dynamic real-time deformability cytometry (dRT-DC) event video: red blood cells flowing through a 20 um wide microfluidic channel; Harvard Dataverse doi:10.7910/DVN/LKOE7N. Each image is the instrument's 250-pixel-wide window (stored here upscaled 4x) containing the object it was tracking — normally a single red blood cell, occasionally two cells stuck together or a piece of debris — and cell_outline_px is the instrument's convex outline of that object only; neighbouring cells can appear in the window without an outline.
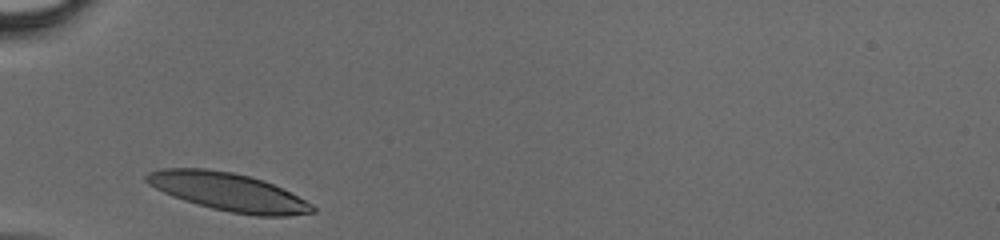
{"species": "human", "species_latin": "Homo sapiens", "temperature_condition": "cold", "stored_images_in_passage": 24, "camera_frame_rate_fps": 3000, "um_per_image_px": 0.085, "donor": {"sex": "male"}, "frame": {"image": 1, "passage_image": 1, "time_ms": 0.0, "image_size_px": [1000, 240], "cell_outline_px": [[316, 212], [288, 216], [256, 216], [232, 212], [212, 208], [184, 200], [172, 196], [148, 184], [144, 180], [144, 176], [148, 172], [164, 168], [204, 168], [232, 172], [264, 180], [312, 204], [316, 208]], "centroid_in_image_um": [19.38, 16.31], "position_along_channel_um": 65.6, "area_um2": 36.47}}
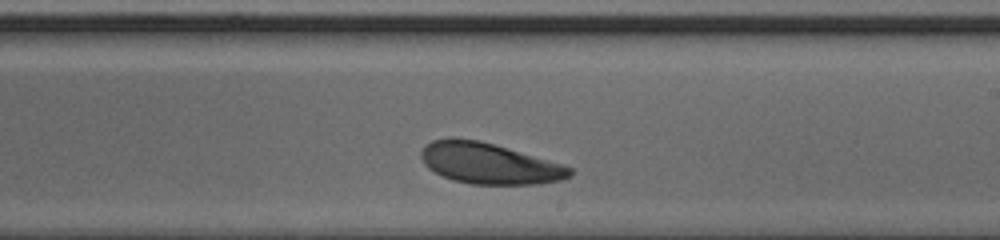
{"frame": {"image": 2, "passage_image": 14, "time_ms": 4.333, "image_size_px": [1000, 240], "cell_outline_px": [[572, 176], [564, 180], [540, 184], [472, 184], [452, 180], [428, 168], [424, 164], [420, 156], [420, 152], [424, 144], [432, 140], [448, 136], [452, 136], [480, 140], [564, 164], [572, 168]], "centroid_in_image_um": [41.56, 13.87], "position_along_channel_um": 247.4, "area_um2": 36.01}}
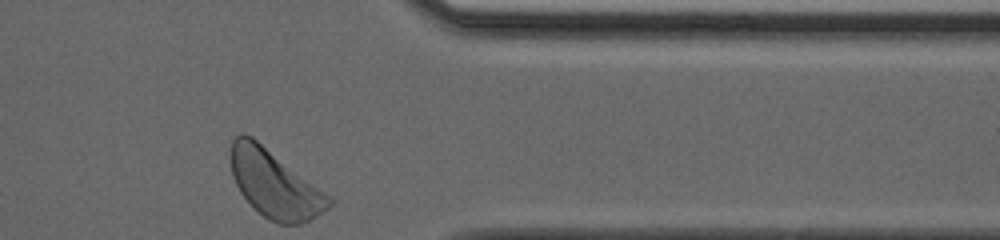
{"frame": {"image": 3, "passage_image": 24, "time_ms": 7.667, "image_size_px": [1000, 240], "cell_outline_px": [[336, 200], [328, 208], [316, 216], [300, 224], [280, 224], [268, 220], [252, 208], [240, 192], [232, 176], [232, 140], [240, 132], [244, 132], [252, 136], [332, 196]], "centroid_in_image_um": [23.37, 15.65], "position_along_channel_um": 388.0, "area_um2": 38.84}}